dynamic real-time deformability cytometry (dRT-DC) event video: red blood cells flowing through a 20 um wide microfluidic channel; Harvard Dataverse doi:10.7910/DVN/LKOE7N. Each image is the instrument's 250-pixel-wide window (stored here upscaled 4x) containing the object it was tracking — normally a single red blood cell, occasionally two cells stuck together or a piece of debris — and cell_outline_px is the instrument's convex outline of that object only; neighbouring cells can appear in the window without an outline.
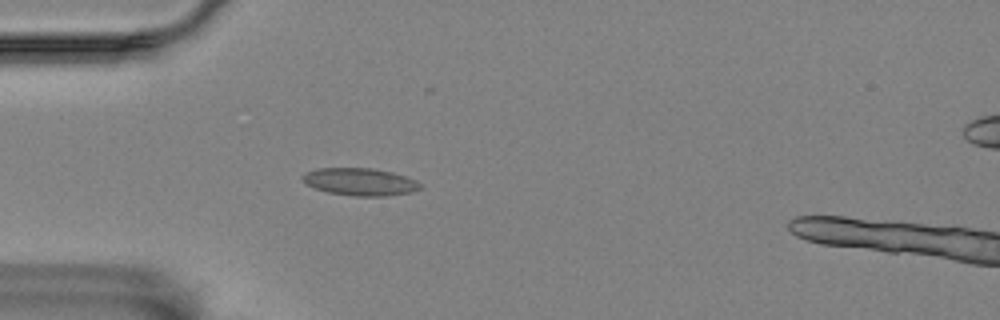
{"species": "Egyptian fruit bat (a non-hibernating species)", "species_latin": "Rousettus aegyptiacus", "temperature_condition": "room temperature", "stored_images_in_passage": 4, "camera_frame_rate_fps": 3000, "um_per_image_px": 0.085, "animal": {"sex": "female"}, "frame": {"image": 1, "passage_image": 3, "time_ms": 2.333, "image_size_px": [1000, 320], "cell_outline_px": [[424, 184], [420, 188], [412, 192], [384, 196], [352, 196], [328, 192], [316, 188], [300, 180], [300, 176], [316, 168], [372, 168], [392, 172], [416, 180]], "centroid_in_image_um": [30.61, 15.45], "position_along_channel_um": 54.4, "area_um2": 18.84}}